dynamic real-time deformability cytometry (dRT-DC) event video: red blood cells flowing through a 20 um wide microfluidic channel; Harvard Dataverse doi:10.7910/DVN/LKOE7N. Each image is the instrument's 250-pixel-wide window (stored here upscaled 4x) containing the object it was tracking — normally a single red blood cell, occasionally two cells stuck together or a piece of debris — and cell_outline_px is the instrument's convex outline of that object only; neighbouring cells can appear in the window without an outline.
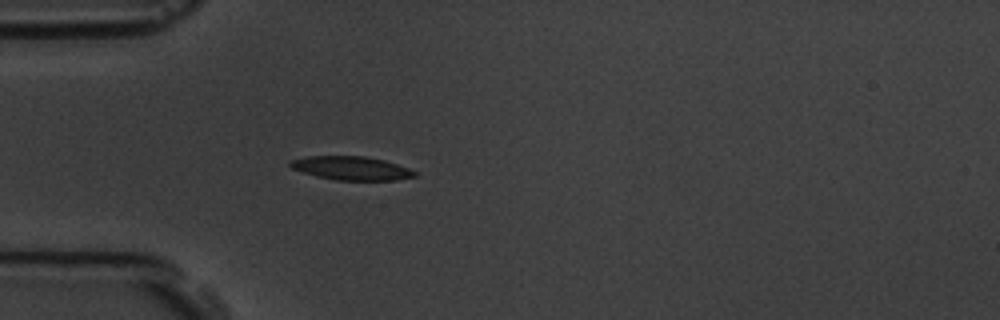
{"species": "common noctule bat (a hibernating species)", "species_latin": "Nyctalus noctula", "temperature_condition": "room temperature", "stored_images_in_passage": 1, "camera_frame_rate_fps": 3000, "um_per_image_px": 0.085, "animal": {"sex": "male", "body_mass_g": 19.5, "forearm_length_mm": 54.6}, "frame": {"image": 1, "passage_image": 1, "time_ms": 0.0, "image_size_px": [1000, 320], "cell_outline_px": [[416, 176], [396, 180], [336, 180], [316, 176], [292, 168], [288, 164], [292, 160], [308, 156], [364, 156], [384, 160], [408, 168], [416, 172]], "centroid_in_image_um": [29.87, 14.29], "position_along_channel_um": 55.1, "area_um2": 16.94}}